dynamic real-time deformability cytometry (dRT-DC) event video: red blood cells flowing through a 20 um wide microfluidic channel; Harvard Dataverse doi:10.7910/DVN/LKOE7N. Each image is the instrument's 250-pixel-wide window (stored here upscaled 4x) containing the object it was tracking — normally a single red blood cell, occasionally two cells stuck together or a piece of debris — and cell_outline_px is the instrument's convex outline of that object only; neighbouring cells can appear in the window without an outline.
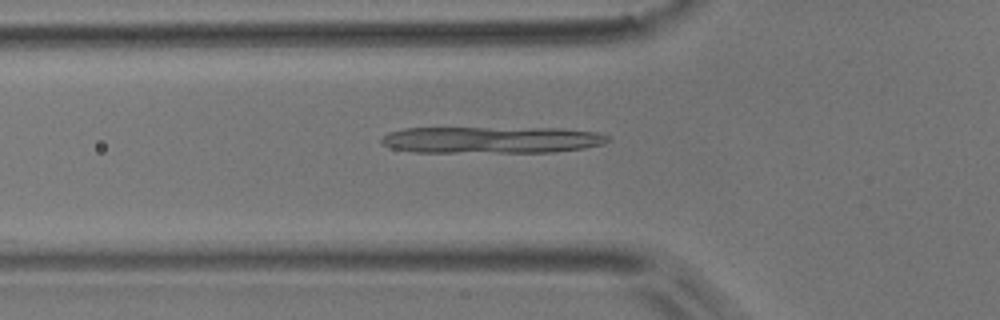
{"species": "common noctule bat (a hibernating species)", "species_latin": "Nyctalus noctula", "temperature_condition": "room temperature", "stored_images_in_passage": 7, "camera_frame_rate_fps": 3000, "um_per_image_px": 0.085, "animal": {"sex": "male", "body_mass_g": 17.9}, "frame": {"image": 1, "passage_image": 7, "time_ms": 2.0, "image_size_px": [1000, 320], "cell_outline_px": [[612, 140], [604, 144], [584, 148], [552, 152], [416, 152], [392, 148], [384, 144], [380, 140], [388, 132], [404, 128], [560, 128], [596, 132], [608, 136]], "centroid_in_image_um": [41.82, 11.88], "position_along_channel_um": 84.0, "area_um2": 35.32}}